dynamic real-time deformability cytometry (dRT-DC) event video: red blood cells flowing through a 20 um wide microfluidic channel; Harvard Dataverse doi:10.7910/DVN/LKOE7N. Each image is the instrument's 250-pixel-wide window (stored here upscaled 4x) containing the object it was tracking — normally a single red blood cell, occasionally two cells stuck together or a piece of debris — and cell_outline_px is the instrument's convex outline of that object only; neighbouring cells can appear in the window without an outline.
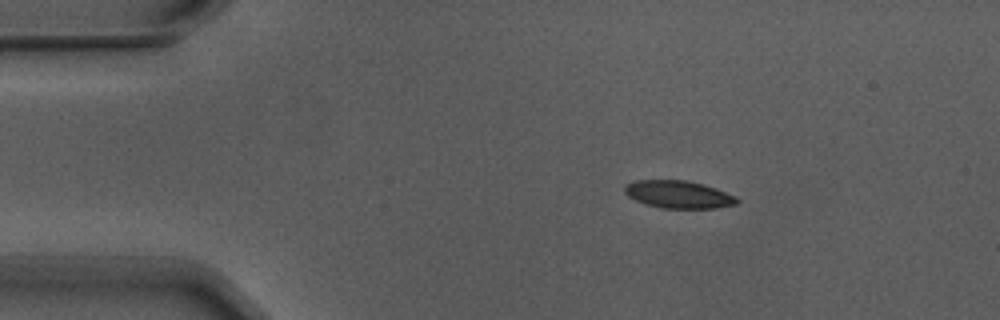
{"species": "Egyptian fruit bat (a non-hibernating species)", "species_latin": "Rousettus aegyptiacus", "temperature_condition": "warm", "stored_images_in_passage": 4, "camera_frame_rate_fps": 3000, "um_per_image_px": 0.085, "animal": {"sex": "male"}, "frame": {"image": 1, "passage_image": 2, "time_ms": 0.333, "image_size_px": [1000, 320], "cell_outline_px": [[740, 200], [736, 204], [716, 208], [664, 208], [648, 204], [636, 200], [628, 196], [624, 192], [624, 184], [632, 180], [684, 180], [704, 184], [716, 188], [736, 196]], "centroid_in_image_um": [57.67, 16.51], "position_along_channel_um": 27.3, "area_um2": 18.09}}
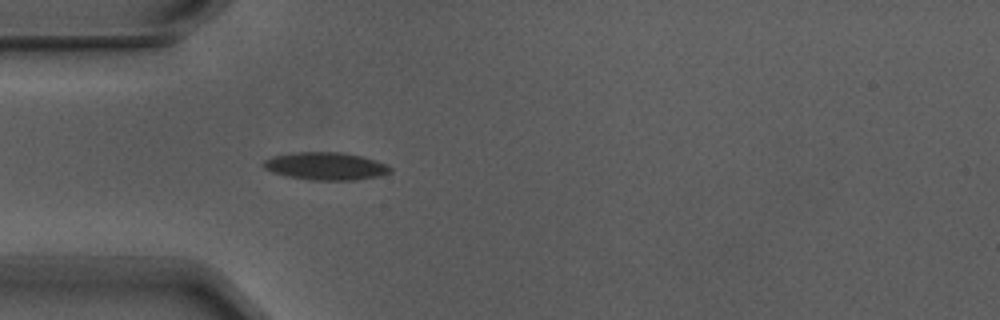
{"frame": {"image": 2, "passage_image": 4, "time_ms": 1.0, "image_size_px": [1000, 320], "cell_outline_px": [[392, 172], [380, 176], [356, 180], [312, 180], [288, 176], [272, 172], [264, 168], [264, 160], [276, 156], [296, 152], [344, 152], [360, 156], [388, 164], [392, 168]], "centroid_in_image_um": [27.75, 14.12], "position_along_channel_um": 57.3, "area_um2": 20.35}}